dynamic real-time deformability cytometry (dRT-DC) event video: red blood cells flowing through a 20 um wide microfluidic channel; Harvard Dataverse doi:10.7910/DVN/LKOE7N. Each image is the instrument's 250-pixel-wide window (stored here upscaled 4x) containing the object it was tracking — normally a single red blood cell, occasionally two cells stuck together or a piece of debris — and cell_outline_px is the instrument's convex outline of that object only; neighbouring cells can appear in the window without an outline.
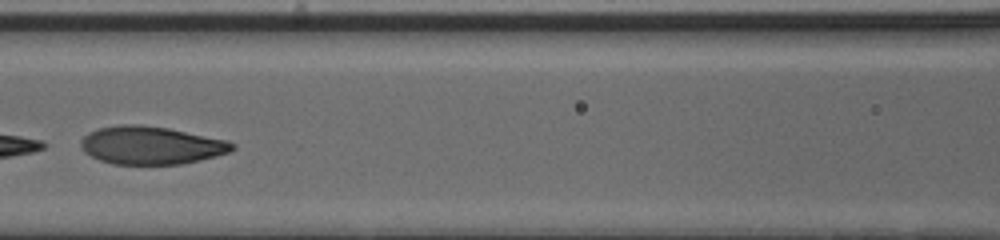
{"species": "human", "species_latin": "Homo sapiens", "temperature_condition": "cold", "stored_images_in_passage": 36, "camera_frame_rate_fps": 3000, "um_per_image_px": 0.085, "donor": {"sex": "male"}, "frame": {"image": 1, "passage_image": 14, "time_ms": 4.333, "image_size_px": [1000, 240], "cell_outline_px": [[236, 148], [228, 152], [216, 156], [184, 164], [112, 164], [100, 160], [84, 152], [80, 148], [80, 140], [88, 132], [100, 128], [120, 124], [140, 124], [168, 128], [228, 140], [236, 144]], "centroid_in_image_um": [12.84, 12.35], "position_along_channel_um": 153.8, "area_um2": 33.7}}
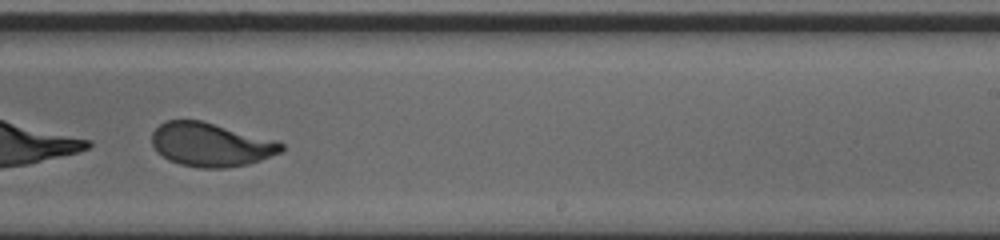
{"frame": {"image": 2, "passage_image": 23, "time_ms": 7.333, "image_size_px": [1000, 240], "cell_outline_px": [[284, 152], [248, 164], [224, 168], [200, 168], [180, 164], [168, 160], [156, 152], [152, 144], [152, 132], [160, 124], [168, 120], [200, 120], [276, 140], [284, 144]], "centroid_in_image_um": [17.92, 12.3], "position_along_channel_um": 271.1, "area_um2": 33.06}}
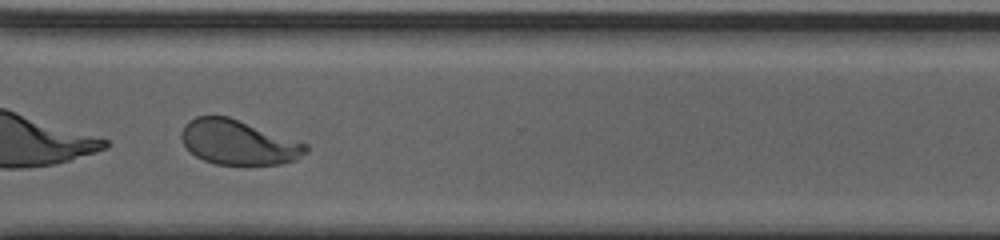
{"frame": {"image": 3, "passage_image": 29, "time_ms": 9.333, "image_size_px": [1000, 240], "cell_outline_px": [[308, 152], [296, 160], [280, 164], [216, 164], [204, 160], [196, 156], [184, 144], [180, 136], [180, 132], [184, 124], [188, 120], [196, 116], [228, 116], [308, 144]], "centroid_in_image_um": [20.25, 12.09], "position_along_channel_um": 350.3, "area_um2": 32.31}, "authors_computed_cell_mechanics": {"area_um2": 34.102, "velocity_mm_per_s": 3.9313, "shape_relaxation_time_tau1_ms": 1.3988, "shape_relaxation_time_tau2_ms": 0.8578, "deformation_change_tau1": 0.3197, "deformation_change_tau2": 0.0631}}